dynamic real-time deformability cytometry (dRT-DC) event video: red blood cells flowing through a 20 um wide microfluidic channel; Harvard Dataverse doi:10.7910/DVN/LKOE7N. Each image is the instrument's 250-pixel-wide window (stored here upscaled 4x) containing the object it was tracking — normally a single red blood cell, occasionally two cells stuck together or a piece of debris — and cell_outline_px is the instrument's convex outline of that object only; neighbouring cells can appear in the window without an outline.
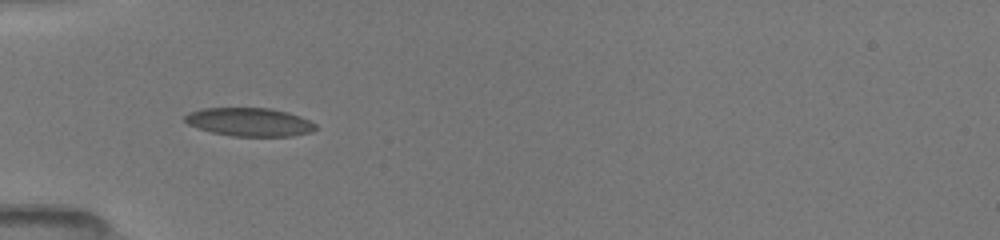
{"species": "common noctule bat (a hibernating species)", "species_latin": "Nyctalus noctula", "temperature_condition": "room temperature", "stored_images_in_passage": 11, "camera_frame_rate_fps": 3000, "um_per_image_px": 0.085, "animal": {"sex": "female", "body_mass_g": 19.5, "forearm_length_mm": 54.1}, "frame": {"image": 1, "passage_image": 9, "time_ms": 5.667, "image_size_px": [1000, 240], "cell_outline_px": [[316, 128], [312, 132], [292, 136], [232, 136], [212, 132], [196, 128], [188, 124], [184, 120], [184, 116], [188, 112], [204, 108], [268, 108], [288, 112], [300, 116], [316, 124]], "centroid_in_image_um": [21.19, 10.37], "position_along_channel_um": 63.8, "area_um2": 21.68}}
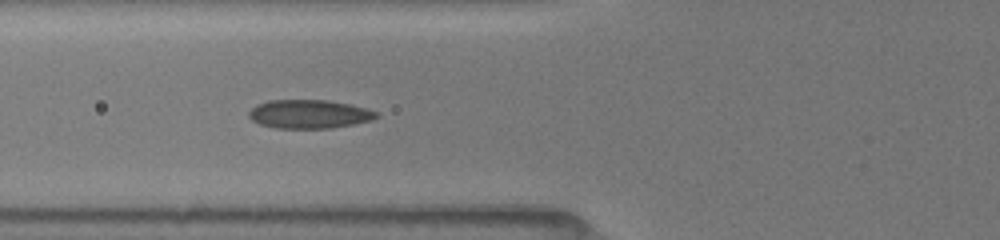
{"frame": {"image": 2, "passage_image": 11, "time_ms": 6.667, "image_size_px": [1000, 240], "cell_outline_px": [[380, 116], [372, 120], [332, 128], [276, 128], [260, 124], [252, 120], [248, 116], [248, 112], [256, 104], [268, 100], [324, 100], [348, 104], [380, 112]], "centroid_in_image_um": [26.27, 9.7], "position_along_channel_um": 99.5, "area_um2": 21.27}}